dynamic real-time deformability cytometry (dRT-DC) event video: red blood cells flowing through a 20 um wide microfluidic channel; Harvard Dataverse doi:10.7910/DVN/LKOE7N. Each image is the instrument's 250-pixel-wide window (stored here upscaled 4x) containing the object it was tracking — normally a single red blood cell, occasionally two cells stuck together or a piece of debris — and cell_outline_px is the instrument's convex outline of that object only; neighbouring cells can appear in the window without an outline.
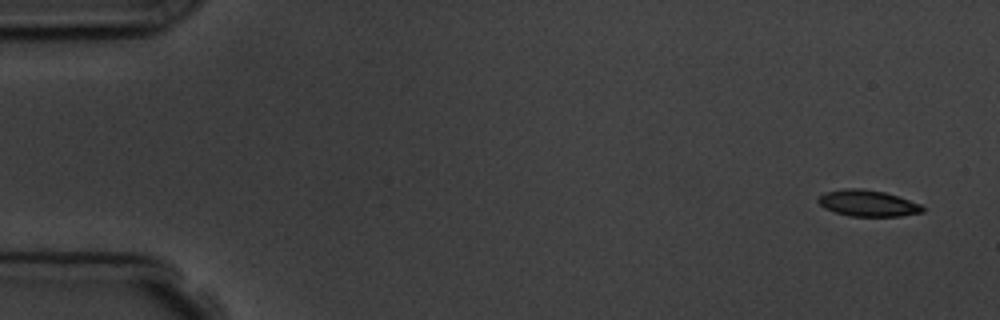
{"species": "common noctule bat (a hibernating species)", "species_latin": "Nyctalus noctula", "temperature_condition": "room temperature", "stored_images_in_passage": 4, "camera_frame_rate_fps": 3000, "um_per_image_px": 0.085, "animal": {"sex": "male", "body_mass_g": 19.5, "forearm_length_mm": 54.6}, "frame": {"image": 1, "passage_image": 1, "time_ms": 0.0, "image_size_px": [1000, 320], "cell_outline_px": [[924, 212], [900, 216], [848, 216], [824, 208], [816, 200], [824, 192], [844, 188], [864, 188], [884, 192], [920, 204], [924, 208]], "centroid_in_image_um": [73.73, 17.27], "position_along_channel_um": 11.3, "area_um2": 15.95}}
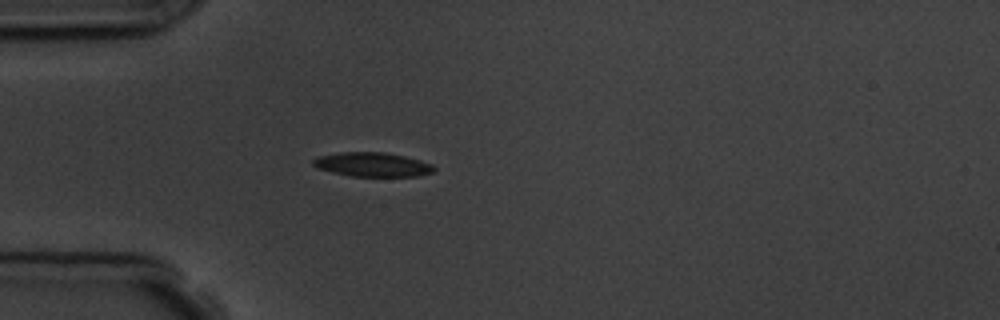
{"frame": {"image": 2, "passage_image": 4, "time_ms": 4.333, "image_size_px": [1000, 320], "cell_outline_px": [[436, 168], [432, 172], [416, 176], [352, 176], [332, 172], [316, 168], [312, 164], [312, 160], [320, 156], [340, 152], [384, 152], [404, 156], [420, 160], [432, 164]], "centroid_in_image_um": [31.64, 13.98], "position_along_channel_um": 53.4, "area_um2": 16.94}}